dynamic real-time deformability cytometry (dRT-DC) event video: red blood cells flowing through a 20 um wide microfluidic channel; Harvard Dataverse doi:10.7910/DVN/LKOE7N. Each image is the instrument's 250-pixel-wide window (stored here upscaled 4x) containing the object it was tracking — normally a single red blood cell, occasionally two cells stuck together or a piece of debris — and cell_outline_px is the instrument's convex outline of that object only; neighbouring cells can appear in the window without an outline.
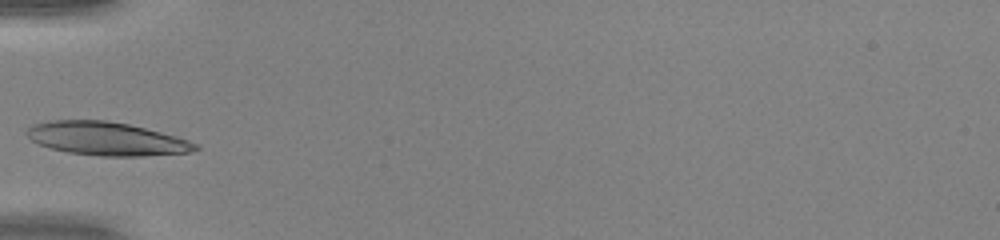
{"species": "human", "species_latin": "Homo sapiens", "temperature_condition": "warm", "stored_images_in_passage": 33, "camera_frame_rate_fps": 3000, "um_per_image_px": 0.085, "donor": {"sex": "female"}, "frame": {"image": 1, "passage_image": 1, "time_ms": 0.0, "image_size_px": [1000, 240], "cell_outline_px": [[200, 148], [192, 152], [144, 156], [100, 156], [68, 152], [52, 148], [40, 144], [32, 140], [28, 136], [28, 128], [32, 124], [48, 120], [104, 120], [128, 124], [176, 136], [200, 144]], "centroid_in_image_um": [9.1, 11.79], "position_along_channel_um": 75.9, "area_um2": 32.66}}
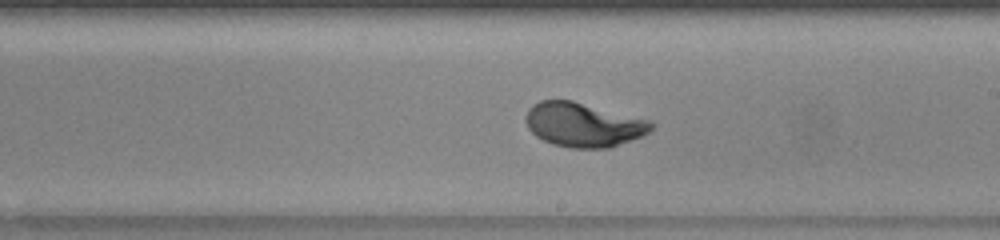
{"frame": {"image": 2, "passage_image": 13, "time_ms": 4.0, "image_size_px": [1000, 240], "cell_outline_px": [[656, 124], [648, 132], [640, 136], [612, 148], [572, 148], [552, 144], [536, 136], [528, 128], [524, 120], [528, 108], [532, 104], [540, 100], [572, 100], [648, 120]], "centroid_in_image_um": [49.55, 10.6], "position_along_channel_um": 239.5, "area_um2": 32.31}}
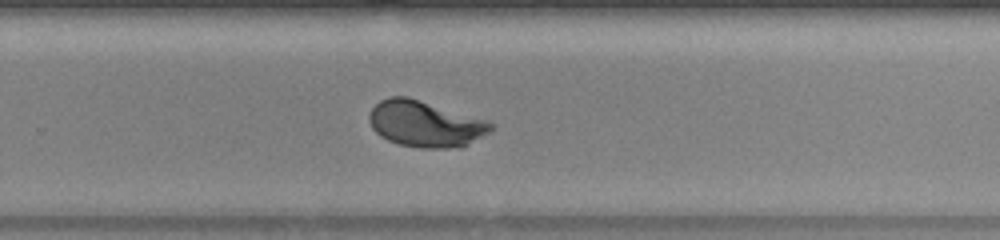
{"frame": {"image": 3, "passage_image": 17, "time_ms": 5.333, "image_size_px": [1000, 240], "cell_outline_px": [[496, 124], [488, 132], [468, 144], [460, 148], [420, 148], [400, 144], [388, 140], [380, 136], [372, 128], [368, 120], [368, 116], [372, 108], [380, 100], [388, 96], [408, 96], [492, 120]], "centroid_in_image_um": [36.18, 10.51], "position_along_channel_um": 293.6, "area_um2": 33.29}, "authors_computed_cell_mechanics": {"area_um2": 32.3102, "velocity_mm_per_s": 4.0679, "shape_relaxation_time_tau1_ms": 2.0525, "shape_relaxation_time_tau2_ms": null, "deformation_change_tau1": 0.1854, "deformation_change_tau2": null}}